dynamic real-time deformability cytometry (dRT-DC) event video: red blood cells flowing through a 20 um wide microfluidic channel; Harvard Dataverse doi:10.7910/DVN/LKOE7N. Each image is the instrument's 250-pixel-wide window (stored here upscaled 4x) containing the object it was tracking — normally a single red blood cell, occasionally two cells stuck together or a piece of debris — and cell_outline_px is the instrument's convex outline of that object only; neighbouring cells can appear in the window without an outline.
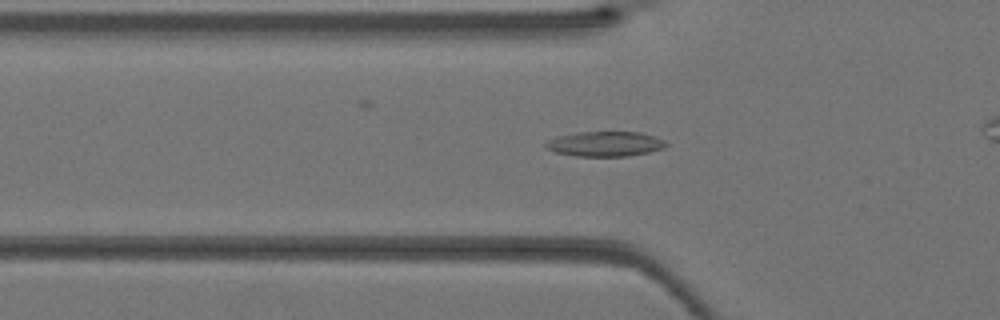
{"species": "Egyptian fruit bat (a non-hibernating species)", "species_latin": "Rousettus aegyptiacus", "temperature_condition": "warm", "stored_images_in_passage": 42, "camera_frame_rate_fps": 3000, "um_per_image_px": 0.085, "animal": {"sex": "female"}, "frame": {"image": 1, "passage_image": 14, "time_ms": 4.333, "image_size_px": [1000, 320], "cell_outline_px": [[668, 144], [664, 148], [648, 152], [628, 156], [576, 156], [556, 152], [544, 148], [544, 144], [548, 140], [556, 136], [576, 132], [640, 132], [664, 140]], "centroid_in_image_um": [51.39, 12.23], "position_along_channel_um": 74.4, "area_um2": 17.51}}
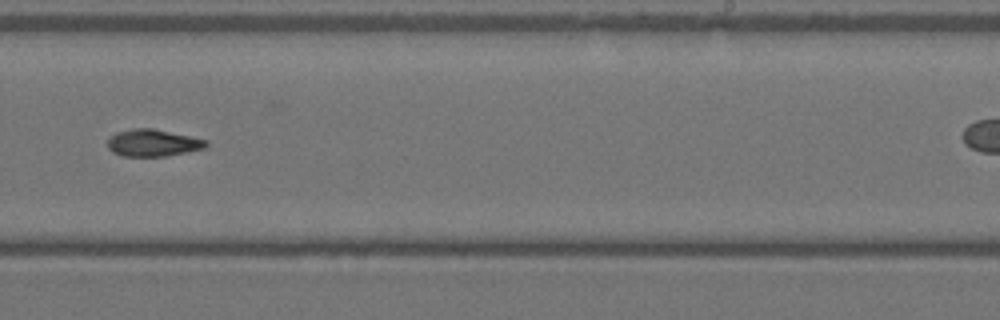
{"frame": {"image": 2, "passage_image": 26, "time_ms": 8.333, "image_size_px": [1000, 320], "cell_outline_px": [[208, 144], [204, 148], [164, 156], [120, 156], [112, 152], [108, 148], [108, 136], [116, 132], [132, 128], [152, 128], [208, 140]], "centroid_in_image_um": [12.94, 12.14], "position_along_channel_um": 276.1, "area_um2": 15.49}}
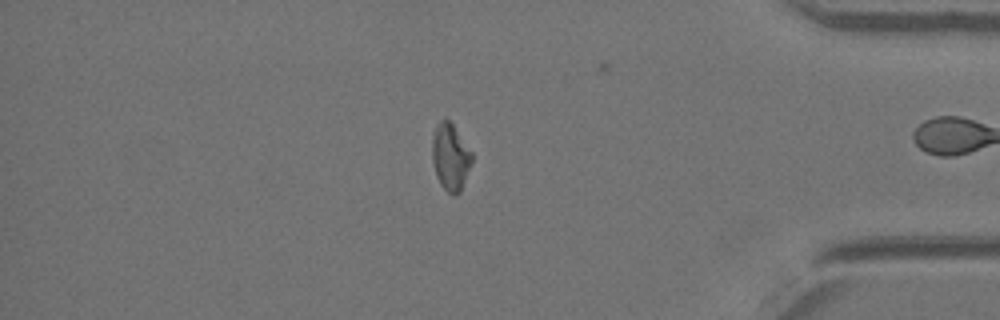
{"frame": {"image": 3, "passage_image": 35, "time_ms": 11.333, "image_size_px": [1000, 320], "cell_outline_px": [[472, 160], [460, 192], [456, 196], [452, 196], [440, 184], [436, 176], [432, 160], [432, 136], [436, 124], [444, 116], [452, 124], [472, 152]], "centroid_in_image_um": [38.26, 13.33], "position_along_channel_um": 396.9, "area_um2": 15.49}}